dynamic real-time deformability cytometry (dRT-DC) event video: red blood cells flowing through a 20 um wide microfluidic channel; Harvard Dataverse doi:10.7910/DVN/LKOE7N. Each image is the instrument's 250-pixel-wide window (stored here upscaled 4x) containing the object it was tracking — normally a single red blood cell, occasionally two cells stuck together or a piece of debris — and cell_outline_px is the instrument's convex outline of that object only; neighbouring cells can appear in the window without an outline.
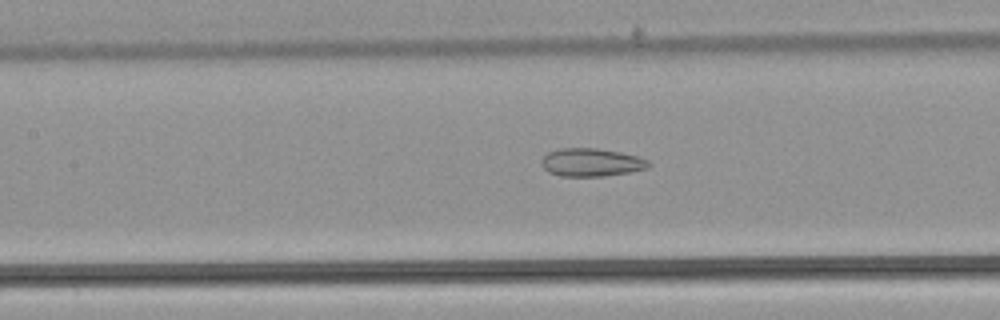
{"species": "common noctule bat (a hibernating species)", "species_latin": "Nyctalus noctula", "temperature_condition": "warm", "stored_images_in_passage": 34, "camera_frame_rate_fps": 3000, "um_per_image_px": 0.085, "animal": {"sex": "male", "body_mass_g": 21.5, "forearm_length_mm": 52.0}, "frame": {"image": 1, "passage_image": 10, "time_ms": 3.0, "image_size_px": [1000, 320], "cell_outline_px": [[648, 168], [632, 172], [604, 176], [560, 176], [548, 172], [540, 164], [540, 160], [548, 152], [560, 148], [596, 148], [620, 152], [636, 156], [648, 160]], "centroid_in_image_um": [50.22, 13.8], "position_along_channel_um": 157.2, "area_um2": 17.57}}
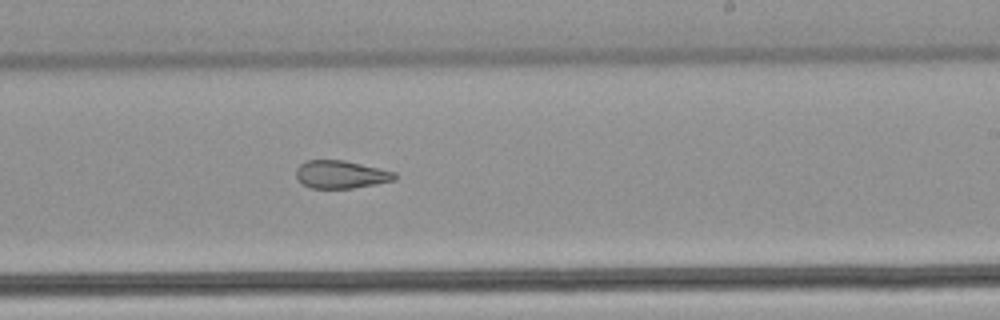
{"frame": {"image": 2, "passage_image": 18, "time_ms": 5.667, "image_size_px": [1000, 320], "cell_outline_px": [[396, 180], [376, 184], [352, 188], [312, 188], [304, 184], [296, 176], [296, 168], [304, 160], [344, 160], [396, 172]], "centroid_in_image_um": [28.98, 14.82], "position_along_channel_um": 260.0, "area_um2": 15.95}}
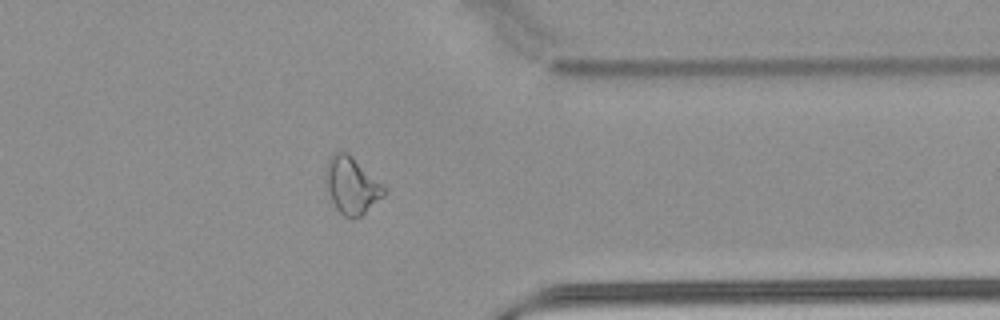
{"frame": {"image": 3, "passage_image": 28, "time_ms": 9.0, "image_size_px": [1000, 320], "cell_outline_px": [[388, 192], [360, 216], [352, 220], [344, 216], [336, 208], [324, 184], [324, 164], [332, 152], [348, 152], [388, 188]], "centroid_in_image_um": [29.87, 15.73], "position_along_channel_um": 381.5, "area_um2": 19.88}}